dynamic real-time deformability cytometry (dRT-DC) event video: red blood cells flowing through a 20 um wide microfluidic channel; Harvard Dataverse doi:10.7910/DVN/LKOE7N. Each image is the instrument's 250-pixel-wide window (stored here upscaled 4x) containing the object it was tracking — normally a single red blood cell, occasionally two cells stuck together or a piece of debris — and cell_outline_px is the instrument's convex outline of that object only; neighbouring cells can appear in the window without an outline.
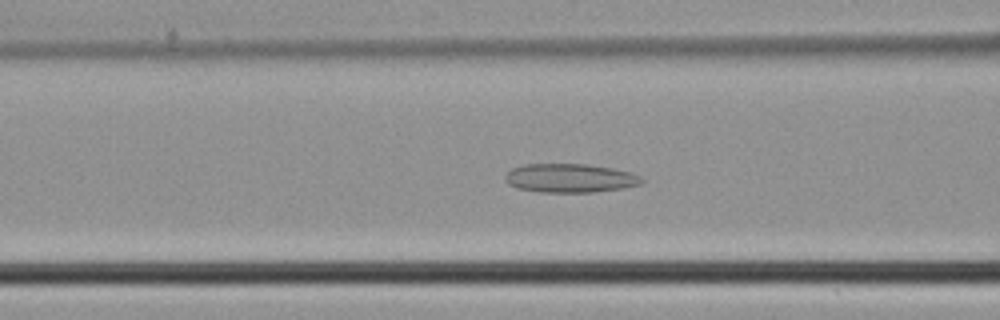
{"species": "common noctule bat (a hibernating species)", "species_latin": "Nyctalus noctula", "temperature_condition": "cold", "stored_images_in_passage": 43, "camera_frame_rate_fps": 3000, "um_per_image_px": 0.085, "animal": {"sex": "male", "body_mass_g": 21.5, "forearm_length_mm": 52.0}, "frame": {"image": 1, "passage_image": 14, "time_ms": 4.333, "image_size_px": [1000, 320], "cell_outline_px": [[644, 184], [620, 188], [592, 192], [540, 192], [516, 188], [508, 184], [504, 180], [504, 176], [512, 168], [524, 164], [588, 164], [612, 168], [632, 172], [640, 176], [644, 180]], "centroid_in_image_um": [48.45, 15.13], "position_along_channel_um": 118.2, "area_um2": 23.06}}
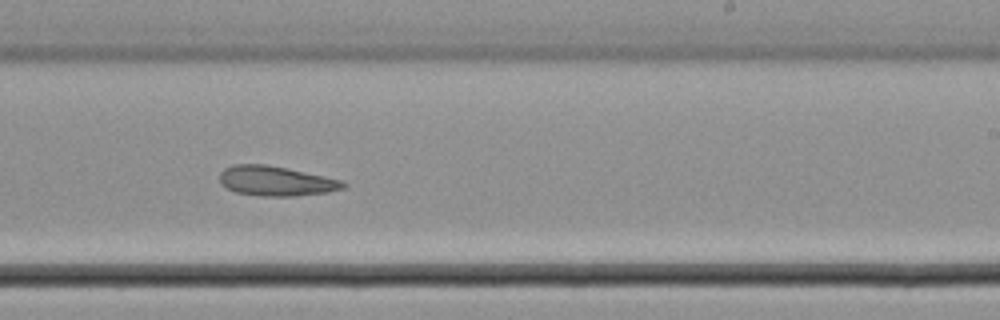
{"frame": {"image": 2, "passage_image": 24, "time_ms": 7.667, "image_size_px": [1000, 320], "cell_outline_px": [[348, 184], [344, 188], [328, 192], [296, 196], [260, 196], [236, 192], [220, 184], [220, 172], [224, 168], [236, 164], [264, 164], [324, 176], [340, 180]], "centroid_in_image_um": [23.44, 15.39], "position_along_channel_um": 265.6, "area_um2": 21.27}}
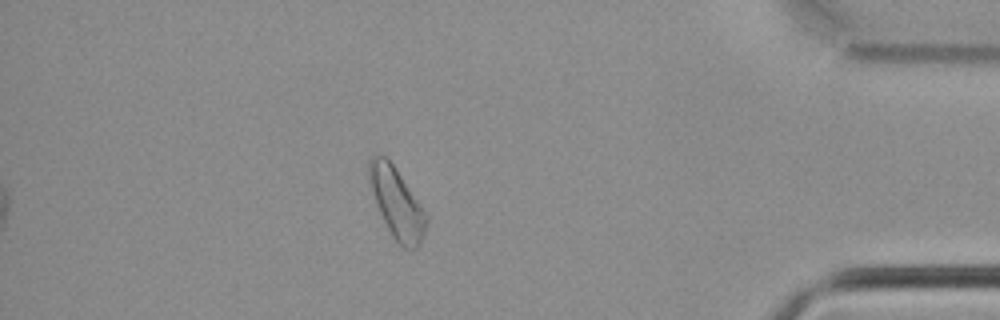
{"frame": {"image": 3, "passage_image": 36, "time_ms": 11.667, "image_size_px": [1000, 320], "cell_outline_px": [[428, 220], [424, 236], [420, 244], [416, 248], [404, 248], [396, 244], [380, 212], [368, 176], [368, 160], [372, 156], [384, 156], [396, 168], [428, 216]], "centroid_in_image_um": [33.75, 17.3], "position_along_channel_um": 401.4, "area_um2": 23.0}}